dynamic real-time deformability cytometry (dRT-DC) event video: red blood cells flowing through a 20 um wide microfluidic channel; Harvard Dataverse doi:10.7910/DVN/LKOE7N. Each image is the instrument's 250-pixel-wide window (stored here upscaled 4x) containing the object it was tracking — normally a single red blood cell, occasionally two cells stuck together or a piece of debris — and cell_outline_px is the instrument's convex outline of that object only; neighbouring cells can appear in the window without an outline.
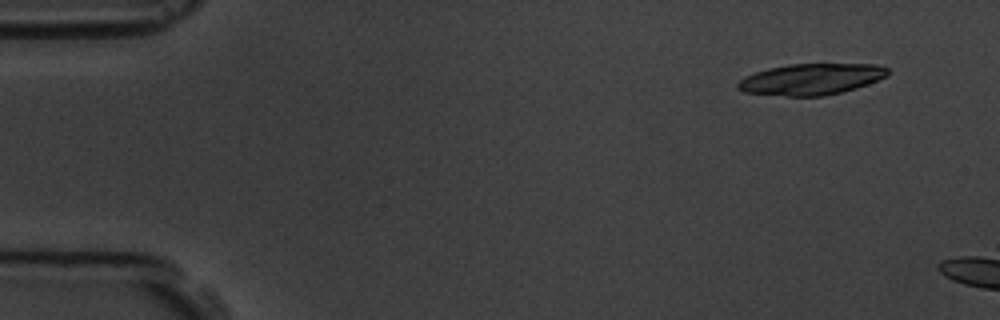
{"species": "common noctule bat (a hibernating species)", "species_latin": "Nyctalus noctula", "temperature_condition": "room temperature", "stored_images_in_passage": 4, "camera_frame_rate_fps": 3000, "um_per_image_px": 0.085, "animal": {"sex": "male", "body_mass_g": 19.5, "forearm_length_mm": 54.6}, "frame": {"image": 1, "passage_image": 2, "time_ms": 1.333, "image_size_px": [1000, 320], "cell_outline_px": [[892, 72], [888, 76], [868, 84], [856, 88], [824, 96], [788, 96], [744, 92], [736, 88], [736, 84], [744, 76], [768, 68], [788, 64], [876, 64], [888, 68]], "centroid_in_image_um": [68.97, 6.72], "position_along_channel_um": 16.0, "area_um2": 27.4}}